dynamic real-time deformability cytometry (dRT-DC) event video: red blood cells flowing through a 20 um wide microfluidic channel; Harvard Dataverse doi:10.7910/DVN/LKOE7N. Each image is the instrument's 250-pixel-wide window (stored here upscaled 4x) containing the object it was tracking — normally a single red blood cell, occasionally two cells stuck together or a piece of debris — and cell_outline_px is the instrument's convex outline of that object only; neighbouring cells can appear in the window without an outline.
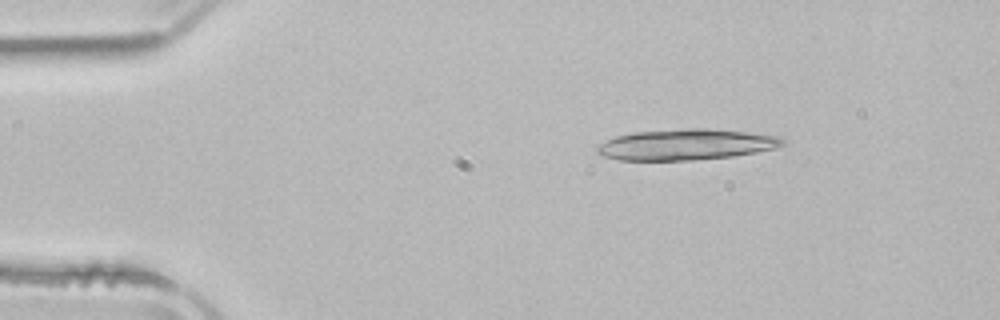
{"species": "common noctule bat (a hibernating species)", "species_latin": "Nyctalus noctula", "temperature_condition": "room temperature", "stored_images_in_passage": 10, "camera_frame_rate_fps": 3000, "um_per_image_px": 0.085, "animal": {"sex": "male", "body_mass_g": 21.5, "forearm_length_mm": 52.0}, "frame": {"image": 1, "passage_image": 1, "time_ms": 0.0, "image_size_px": [1000, 320], "cell_outline_px": [[788, 144], [776, 148], [756, 152], [732, 156], [692, 160], [620, 160], [604, 156], [596, 152], [596, 148], [600, 144], [616, 136], [636, 132], [688, 128], [708, 128], [748, 132], [780, 136], [788, 140]], "centroid_in_image_um": [58.4, 12.28], "position_along_channel_um": 26.6, "area_um2": 33.47}}